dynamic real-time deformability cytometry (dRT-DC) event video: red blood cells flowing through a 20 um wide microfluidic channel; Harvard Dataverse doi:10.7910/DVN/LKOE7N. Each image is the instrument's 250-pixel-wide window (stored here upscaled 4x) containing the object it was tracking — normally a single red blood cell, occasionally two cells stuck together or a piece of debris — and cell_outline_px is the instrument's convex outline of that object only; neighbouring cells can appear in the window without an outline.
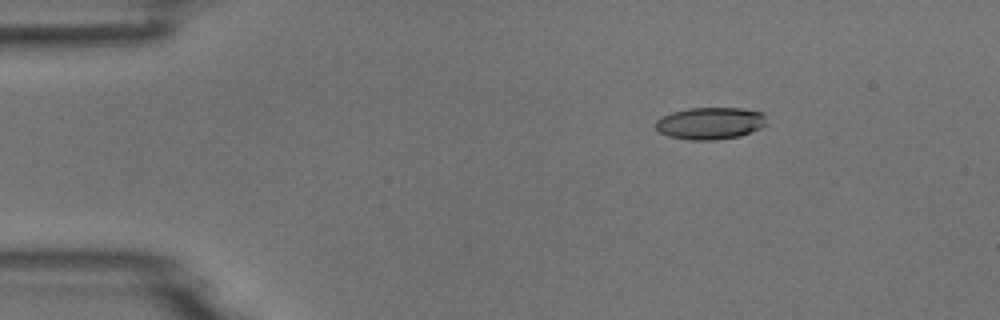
{"species": "common noctule bat (a hibernating species)", "species_latin": "Nyctalus noctula", "temperature_condition": "room temperature", "stored_images_in_passage": 5, "camera_frame_rate_fps": 3000, "um_per_image_px": 0.085, "animal": {"sex": "male", "body_mass_g": 18.8}, "frame": {"image": 1, "passage_image": 3, "time_ms": 2.333, "image_size_px": [1000, 320], "cell_outline_px": [[768, 124], [760, 128], [740, 136], [716, 140], [692, 140], [668, 136], [660, 132], [656, 128], [656, 120], [672, 112], [688, 108], [740, 108], [760, 112], [764, 116]], "centroid_in_image_um": [60.37, 10.48], "position_along_channel_um": 24.6, "area_um2": 20.63}}